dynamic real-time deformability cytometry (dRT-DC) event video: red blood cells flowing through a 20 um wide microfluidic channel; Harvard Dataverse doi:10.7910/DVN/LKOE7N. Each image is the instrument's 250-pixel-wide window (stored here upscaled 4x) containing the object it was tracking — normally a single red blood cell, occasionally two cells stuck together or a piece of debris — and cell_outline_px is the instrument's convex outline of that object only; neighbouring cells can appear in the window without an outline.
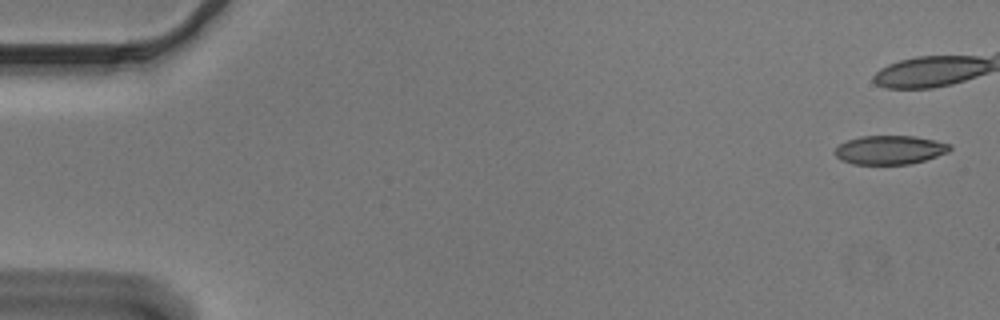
{"species": "Egyptian fruit bat (a non-hibernating species)", "species_latin": "Rousettus aegyptiacus", "temperature_condition": "cold", "stored_images_in_passage": 42, "camera_frame_rate_fps": 3000, "um_per_image_px": 0.085, "animal": {"sex": "male"}, "frame": {"image": 1, "passage_image": 1, "time_ms": 0.0, "image_size_px": [1000, 320], "cell_outline_px": [[952, 148], [948, 152], [924, 160], [908, 164], [852, 164], [840, 160], [832, 152], [840, 144], [848, 140], [860, 136], [916, 136], [936, 140], [952, 144]], "centroid_in_image_um": [75.63, 12.74], "position_along_channel_um": 9.4, "area_um2": 19.42}}